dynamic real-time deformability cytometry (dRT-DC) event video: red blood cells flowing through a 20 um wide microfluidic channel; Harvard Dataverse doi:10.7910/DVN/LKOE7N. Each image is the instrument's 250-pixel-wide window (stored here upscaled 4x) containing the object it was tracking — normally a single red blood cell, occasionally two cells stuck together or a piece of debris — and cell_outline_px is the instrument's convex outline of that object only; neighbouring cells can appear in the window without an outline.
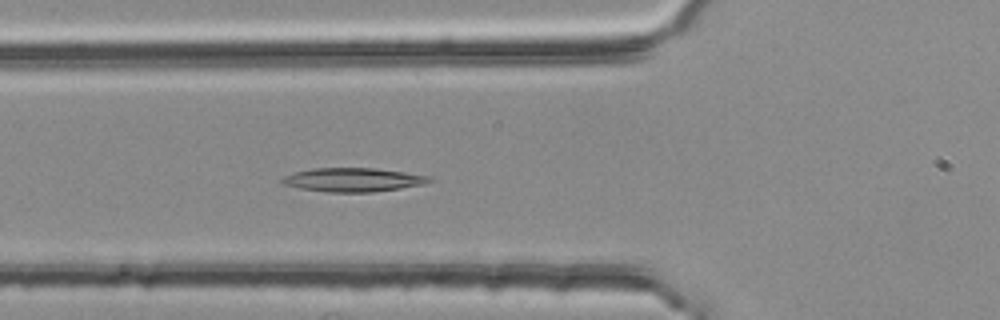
{"species": "common noctule bat (a hibernating species)", "species_latin": "Nyctalus noctula", "temperature_condition": "room temperature", "stored_images_in_passage": 42, "camera_frame_rate_fps": 3000, "um_per_image_px": 0.085, "animal": {"sex": "female", "body_mass_g": 25.1}, "frame": {"image": 1, "passage_image": 19, "time_ms": 6.0, "image_size_px": [1000, 320], "cell_outline_px": [[432, 180], [424, 184], [400, 188], [372, 192], [324, 192], [300, 188], [284, 184], [280, 180], [284, 176], [292, 172], [312, 168], [376, 168], [432, 176]], "centroid_in_image_um": [30.0, 15.27], "position_along_channel_um": 95.8, "area_um2": 20.46}}
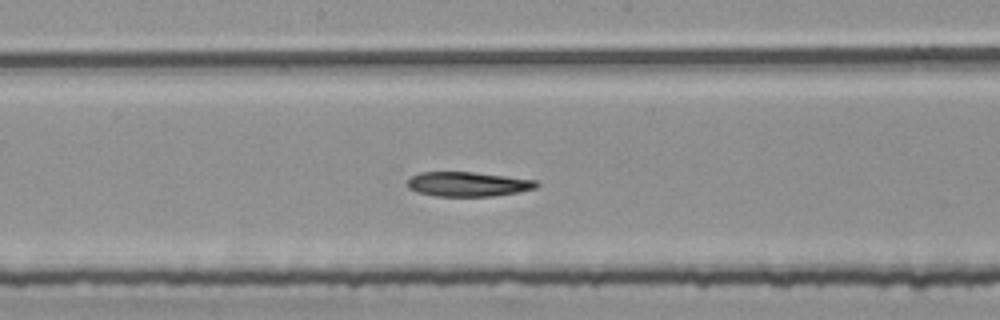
{"frame": {"image": 2, "passage_image": 28, "time_ms": 9.0, "image_size_px": [1000, 320], "cell_outline_px": [[540, 184], [536, 188], [516, 192], [492, 196], [436, 196], [416, 192], [408, 188], [408, 180], [412, 176], [420, 172], [472, 172], [536, 180]], "centroid_in_image_um": [39.75, 15.65], "position_along_channel_um": 208.4, "area_um2": 18.32}}
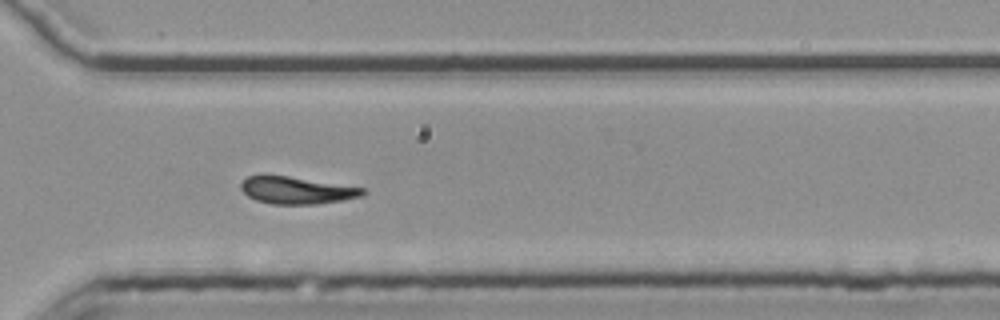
{"frame": {"image": 3, "passage_image": 39, "time_ms": 12.667, "image_size_px": [1000, 320], "cell_outline_px": [[368, 192], [364, 196], [344, 200], [316, 204], [272, 204], [256, 200], [248, 196], [240, 188], [240, 184], [248, 176], [288, 176], [364, 188]], "centroid_in_image_um": [25.26, 16.19], "position_along_channel_um": 345.3, "area_um2": 19.13}}